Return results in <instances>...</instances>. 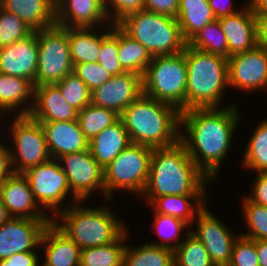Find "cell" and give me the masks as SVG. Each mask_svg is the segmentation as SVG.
Segmentation results:
<instances>
[{"label":"cell","mask_w":267,"mask_h":266,"mask_svg":"<svg viewBox=\"0 0 267 266\" xmlns=\"http://www.w3.org/2000/svg\"><path fill=\"white\" fill-rule=\"evenodd\" d=\"M237 106L192 108L181 112L180 142L197 167L212 180L229 151L239 117ZM202 159V160H201Z\"/></svg>","instance_id":"obj_1"},{"label":"cell","mask_w":267,"mask_h":266,"mask_svg":"<svg viewBox=\"0 0 267 266\" xmlns=\"http://www.w3.org/2000/svg\"><path fill=\"white\" fill-rule=\"evenodd\" d=\"M208 181L211 180L197 167L179 141L170 147L153 149L142 196L144 194L151 203L159 196L205 195L204 187Z\"/></svg>","instance_id":"obj_2"},{"label":"cell","mask_w":267,"mask_h":266,"mask_svg":"<svg viewBox=\"0 0 267 266\" xmlns=\"http://www.w3.org/2000/svg\"><path fill=\"white\" fill-rule=\"evenodd\" d=\"M181 112L174 106L142 94L121 114L131 143L165 148L180 141Z\"/></svg>","instance_id":"obj_3"},{"label":"cell","mask_w":267,"mask_h":266,"mask_svg":"<svg viewBox=\"0 0 267 266\" xmlns=\"http://www.w3.org/2000/svg\"><path fill=\"white\" fill-rule=\"evenodd\" d=\"M185 61L187 67L186 110L218 108L224 94V87H229L227 58L190 47L187 44Z\"/></svg>","instance_id":"obj_4"},{"label":"cell","mask_w":267,"mask_h":266,"mask_svg":"<svg viewBox=\"0 0 267 266\" xmlns=\"http://www.w3.org/2000/svg\"><path fill=\"white\" fill-rule=\"evenodd\" d=\"M78 201L74 207L62 210L58 228L81 250L114 242L126 229L124 223L107 207L85 208ZM81 206V207H80Z\"/></svg>","instance_id":"obj_5"},{"label":"cell","mask_w":267,"mask_h":266,"mask_svg":"<svg viewBox=\"0 0 267 266\" xmlns=\"http://www.w3.org/2000/svg\"><path fill=\"white\" fill-rule=\"evenodd\" d=\"M152 56L183 52L187 46L176 18L142 9L117 24Z\"/></svg>","instance_id":"obj_6"},{"label":"cell","mask_w":267,"mask_h":266,"mask_svg":"<svg viewBox=\"0 0 267 266\" xmlns=\"http://www.w3.org/2000/svg\"><path fill=\"white\" fill-rule=\"evenodd\" d=\"M143 94L186 111L187 67L185 50L153 56L143 75Z\"/></svg>","instance_id":"obj_7"},{"label":"cell","mask_w":267,"mask_h":266,"mask_svg":"<svg viewBox=\"0 0 267 266\" xmlns=\"http://www.w3.org/2000/svg\"><path fill=\"white\" fill-rule=\"evenodd\" d=\"M152 151L151 147L131 143L104 168L107 200H111L114 189L142 195L149 176Z\"/></svg>","instance_id":"obj_8"},{"label":"cell","mask_w":267,"mask_h":266,"mask_svg":"<svg viewBox=\"0 0 267 266\" xmlns=\"http://www.w3.org/2000/svg\"><path fill=\"white\" fill-rule=\"evenodd\" d=\"M38 67L34 87L54 84L73 72L68 27L54 24L37 30Z\"/></svg>","instance_id":"obj_9"},{"label":"cell","mask_w":267,"mask_h":266,"mask_svg":"<svg viewBox=\"0 0 267 266\" xmlns=\"http://www.w3.org/2000/svg\"><path fill=\"white\" fill-rule=\"evenodd\" d=\"M14 120L10 132L17 154L10 150L11 166L16 167L12 169L14 173H24L34 166L47 162L51 156L40 122L29 115H18Z\"/></svg>","instance_id":"obj_10"},{"label":"cell","mask_w":267,"mask_h":266,"mask_svg":"<svg viewBox=\"0 0 267 266\" xmlns=\"http://www.w3.org/2000/svg\"><path fill=\"white\" fill-rule=\"evenodd\" d=\"M58 159L51 158L47 162L34 166L23 174L27 178L37 203L44 209L53 210L57 216L63 209L60 203L71 191L68 178Z\"/></svg>","instance_id":"obj_11"},{"label":"cell","mask_w":267,"mask_h":266,"mask_svg":"<svg viewBox=\"0 0 267 266\" xmlns=\"http://www.w3.org/2000/svg\"><path fill=\"white\" fill-rule=\"evenodd\" d=\"M62 169L68 178L73 202L84 201L98 188L105 193L104 169L93 158L90 150L61 156ZM94 190V191H93Z\"/></svg>","instance_id":"obj_12"},{"label":"cell","mask_w":267,"mask_h":266,"mask_svg":"<svg viewBox=\"0 0 267 266\" xmlns=\"http://www.w3.org/2000/svg\"><path fill=\"white\" fill-rule=\"evenodd\" d=\"M205 207L195 215L197 229L195 232L191 230L190 233L202 242L215 266H228L234 243L240 235L236 237Z\"/></svg>","instance_id":"obj_13"},{"label":"cell","mask_w":267,"mask_h":266,"mask_svg":"<svg viewBox=\"0 0 267 266\" xmlns=\"http://www.w3.org/2000/svg\"><path fill=\"white\" fill-rule=\"evenodd\" d=\"M53 219L10 217L0 226V261L40 245L45 228Z\"/></svg>","instance_id":"obj_14"},{"label":"cell","mask_w":267,"mask_h":266,"mask_svg":"<svg viewBox=\"0 0 267 266\" xmlns=\"http://www.w3.org/2000/svg\"><path fill=\"white\" fill-rule=\"evenodd\" d=\"M228 84L241 91L267 87V49H254L227 58Z\"/></svg>","instance_id":"obj_15"},{"label":"cell","mask_w":267,"mask_h":266,"mask_svg":"<svg viewBox=\"0 0 267 266\" xmlns=\"http://www.w3.org/2000/svg\"><path fill=\"white\" fill-rule=\"evenodd\" d=\"M143 94V78L134 72L114 75L102 86L91 91V104L121 114Z\"/></svg>","instance_id":"obj_16"},{"label":"cell","mask_w":267,"mask_h":266,"mask_svg":"<svg viewBox=\"0 0 267 266\" xmlns=\"http://www.w3.org/2000/svg\"><path fill=\"white\" fill-rule=\"evenodd\" d=\"M37 31L0 48V73L26 78L35 83L38 67Z\"/></svg>","instance_id":"obj_17"},{"label":"cell","mask_w":267,"mask_h":266,"mask_svg":"<svg viewBox=\"0 0 267 266\" xmlns=\"http://www.w3.org/2000/svg\"><path fill=\"white\" fill-rule=\"evenodd\" d=\"M32 102L18 114L29 115L38 122L77 120L78 111L67 103L55 84L35 86Z\"/></svg>","instance_id":"obj_18"},{"label":"cell","mask_w":267,"mask_h":266,"mask_svg":"<svg viewBox=\"0 0 267 266\" xmlns=\"http://www.w3.org/2000/svg\"><path fill=\"white\" fill-rule=\"evenodd\" d=\"M0 198L11 217L29 219H53L39 208L29 182L23 173H12L0 184ZM36 210V211H35Z\"/></svg>","instance_id":"obj_19"},{"label":"cell","mask_w":267,"mask_h":266,"mask_svg":"<svg viewBox=\"0 0 267 266\" xmlns=\"http://www.w3.org/2000/svg\"><path fill=\"white\" fill-rule=\"evenodd\" d=\"M228 44V57L257 46L256 18L249 4L241 11L218 19Z\"/></svg>","instance_id":"obj_20"},{"label":"cell","mask_w":267,"mask_h":266,"mask_svg":"<svg viewBox=\"0 0 267 266\" xmlns=\"http://www.w3.org/2000/svg\"><path fill=\"white\" fill-rule=\"evenodd\" d=\"M51 158L89 149V141L81 131L78 120L40 122Z\"/></svg>","instance_id":"obj_21"},{"label":"cell","mask_w":267,"mask_h":266,"mask_svg":"<svg viewBox=\"0 0 267 266\" xmlns=\"http://www.w3.org/2000/svg\"><path fill=\"white\" fill-rule=\"evenodd\" d=\"M56 24L63 27H92L108 20L103 0H55ZM95 25V26H94Z\"/></svg>","instance_id":"obj_22"},{"label":"cell","mask_w":267,"mask_h":266,"mask_svg":"<svg viewBox=\"0 0 267 266\" xmlns=\"http://www.w3.org/2000/svg\"><path fill=\"white\" fill-rule=\"evenodd\" d=\"M56 220L53 218L41 237L40 245L46 246L42 266H80L81 249L57 227Z\"/></svg>","instance_id":"obj_23"},{"label":"cell","mask_w":267,"mask_h":266,"mask_svg":"<svg viewBox=\"0 0 267 266\" xmlns=\"http://www.w3.org/2000/svg\"><path fill=\"white\" fill-rule=\"evenodd\" d=\"M1 7L18 16L33 31L56 24L55 0H2Z\"/></svg>","instance_id":"obj_24"},{"label":"cell","mask_w":267,"mask_h":266,"mask_svg":"<svg viewBox=\"0 0 267 266\" xmlns=\"http://www.w3.org/2000/svg\"><path fill=\"white\" fill-rule=\"evenodd\" d=\"M129 144L131 141L128 132L119 118L89 142V150L93 158L104 169Z\"/></svg>","instance_id":"obj_25"},{"label":"cell","mask_w":267,"mask_h":266,"mask_svg":"<svg viewBox=\"0 0 267 266\" xmlns=\"http://www.w3.org/2000/svg\"><path fill=\"white\" fill-rule=\"evenodd\" d=\"M92 27H68L70 57L73 66L77 63L97 62L102 41L111 33H93Z\"/></svg>","instance_id":"obj_26"},{"label":"cell","mask_w":267,"mask_h":266,"mask_svg":"<svg viewBox=\"0 0 267 266\" xmlns=\"http://www.w3.org/2000/svg\"><path fill=\"white\" fill-rule=\"evenodd\" d=\"M176 19L188 43L206 25L216 20L208 0H180Z\"/></svg>","instance_id":"obj_27"},{"label":"cell","mask_w":267,"mask_h":266,"mask_svg":"<svg viewBox=\"0 0 267 266\" xmlns=\"http://www.w3.org/2000/svg\"><path fill=\"white\" fill-rule=\"evenodd\" d=\"M206 195H166L156 197L149 205L154 206L155 213L170 215L193 226L194 215L204 206ZM195 200L197 209L195 210L190 201ZM196 211V212H195ZM190 223V224H189Z\"/></svg>","instance_id":"obj_28"},{"label":"cell","mask_w":267,"mask_h":266,"mask_svg":"<svg viewBox=\"0 0 267 266\" xmlns=\"http://www.w3.org/2000/svg\"><path fill=\"white\" fill-rule=\"evenodd\" d=\"M152 58L151 53L140 42L118 26V60L126 72H134L143 77Z\"/></svg>","instance_id":"obj_29"},{"label":"cell","mask_w":267,"mask_h":266,"mask_svg":"<svg viewBox=\"0 0 267 266\" xmlns=\"http://www.w3.org/2000/svg\"><path fill=\"white\" fill-rule=\"evenodd\" d=\"M31 97L34 99V84L30 80L0 73L1 111H12Z\"/></svg>","instance_id":"obj_30"},{"label":"cell","mask_w":267,"mask_h":266,"mask_svg":"<svg viewBox=\"0 0 267 266\" xmlns=\"http://www.w3.org/2000/svg\"><path fill=\"white\" fill-rule=\"evenodd\" d=\"M125 230L114 242L81 250L80 266H123Z\"/></svg>","instance_id":"obj_31"},{"label":"cell","mask_w":267,"mask_h":266,"mask_svg":"<svg viewBox=\"0 0 267 266\" xmlns=\"http://www.w3.org/2000/svg\"><path fill=\"white\" fill-rule=\"evenodd\" d=\"M125 247L123 266H174V251L153 244L132 249Z\"/></svg>","instance_id":"obj_32"},{"label":"cell","mask_w":267,"mask_h":266,"mask_svg":"<svg viewBox=\"0 0 267 266\" xmlns=\"http://www.w3.org/2000/svg\"><path fill=\"white\" fill-rule=\"evenodd\" d=\"M119 118L120 115L115 111L97 107L93 104L85 106L78 112L77 116L81 131L89 142Z\"/></svg>","instance_id":"obj_33"},{"label":"cell","mask_w":267,"mask_h":266,"mask_svg":"<svg viewBox=\"0 0 267 266\" xmlns=\"http://www.w3.org/2000/svg\"><path fill=\"white\" fill-rule=\"evenodd\" d=\"M186 239L174 249V266H215L207 249L189 231L184 233Z\"/></svg>","instance_id":"obj_34"},{"label":"cell","mask_w":267,"mask_h":266,"mask_svg":"<svg viewBox=\"0 0 267 266\" xmlns=\"http://www.w3.org/2000/svg\"><path fill=\"white\" fill-rule=\"evenodd\" d=\"M190 47L228 58V44L218 19L206 24L189 42Z\"/></svg>","instance_id":"obj_35"},{"label":"cell","mask_w":267,"mask_h":266,"mask_svg":"<svg viewBox=\"0 0 267 266\" xmlns=\"http://www.w3.org/2000/svg\"><path fill=\"white\" fill-rule=\"evenodd\" d=\"M258 125L248 141L242 164L247 169L267 172V119Z\"/></svg>","instance_id":"obj_36"},{"label":"cell","mask_w":267,"mask_h":266,"mask_svg":"<svg viewBox=\"0 0 267 266\" xmlns=\"http://www.w3.org/2000/svg\"><path fill=\"white\" fill-rule=\"evenodd\" d=\"M54 84L60 89L67 103L78 112L91 104V91L73 72Z\"/></svg>","instance_id":"obj_37"},{"label":"cell","mask_w":267,"mask_h":266,"mask_svg":"<svg viewBox=\"0 0 267 266\" xmlns=\"http://www.w3.org/2000/svg\"><path fill=\"white\" fill-rule=\"evenodd\" d=\"M243 200L242 210L249 233L241 236L252 240H267V207L251 202L246 196Z\"/></svg>","instance_id":"obj_38"},{"label":"cell","mask_w":267,"mask_h":266,"mask_svg":"<svg viewBox=\"0 0 267 266\" xmlns=\"http://www.w3.org/2000/svg\"><path fill=\"white\" fill-rule=\"evenodd\" d=\"M33 30L18 16L0 6V48L31 34Z\"/></svg>","instance_id":"obj_39"},{"label":"cell","mask_w":267,"mask_h":266,"mask_svg":"<svg viewBox=\"0 0 267 266\" xmlns=\"http://www.w3.org/2000/svg\"><path fill=\"white\" fill-rule=\"evenodd\" d=\"M155 216L154 223L157 229V234L163 239L162 241H165L163 243L155 241V243L152 242L150 244L166 247L172 250L176 249L181 244L178 235L181 233L180 231L188 228V224L183 220L170 215L155 213ZM172 240H175L174 244L176 242V245L168 244V242H171Z\"/></svg>","instance_id":"obj_40"},{"label":"cell","mask_w":267,"mask_h":266,"mask_svg":"<svg viewBox=\"0 0 267 266\" xmlns=\"http://www.w3.org/2000/svg\"><path fill=\"white\" fill-rule=\"evenodd\" d=\"M111 76L125 73L118 60V25L112 24L111 33L102 41L97 61Z\"/></svg>","instance_id":"obj_41"},{"label":"cell","mask_w":267,"mask_h":266,"mask_svg":"<svg viewBox=\"0 0 267 266\" xmlns=\"http://www.w3.org/2000/svg\"><path fill=\"white\" fill-rule=\"evenodd\" d=\"M73 73L90 91L102 86L112 77L98 62L77 63L73 66Z\"/></svg>","instance_id":"obj_42"},{"label":"cell","mask_w":267,"mask_h":266,"mask_svg":"<svg viewBox=\"0 0 267 266\" xmlns=\"http://www.w3.org/2000/svg\"><path fill=\"white\" fill-rule=\"evenodd\" d=\"M228 266H259L256 240L240 235L234 243Z\"/></svg>","instance_id":"obj_43"},{"label":"cell","mask_w":267,"mask_h":266,"mask_svg":"<svg viewBox=\"0 0 267 266\" xmlns=\"http://www.w3.org/2000/svg\"><path fill=\"white\" fill-rule=\"evenodd\" d=\"M103 3L108 19L110 20L114 16L113 24H118L128 15L144 9V0H103ZM109 4H111L110 8L112 7L114 10L112 11L114 15H108L110 14Z\"/></svg>","instance_id":"obj_44"},{"label":"cell","mask_w":267,"mask_h":266,"mask_svg":"<svg viewBox=\"0 0 267 266\" xmlns=\"http://www.w3.org/2000/svg\"><path fill=\"white\" fill-rule=\"evenodd\" d=\"M180 0H144V9L176 18Z\"/></svg>","instance_id":"obj_45"},{"label":"cell","mask_w":267,"mask_h":266,"mask_svg":"<svg viewBox=\"0 0 267 266\" xmlns=\"http://www.w3.org/2000/svg\"><path fill=\"white\" fill-rule=\"evenodd\" d=\"M251 202L267 207V172H259L253 185V194L247 196Z\"/></svg>","instance_id":"obj_46"},{"label":"cell","mask_w":267,"mask_h":266,"mask_svg":"<svg viewBox=\"0 0 267 266\" xmlns=\"http://www.w3.org/2000/svg\"><path fill=\"white\" fill-rule=\"evenodd\" d=\"M38 255L34 251L15 253L0 261V266H39Z\"/></svg>","instance_id":"obj_47"},{"label":"cell","mask_w":267,"mask_h":266,"mask_svg":"<svg viewBox=\"0 0 267 266\" xmlns=\"http://www.w3.org/2000/svg\"><path fill=\"white\" fill-rule=\"evenodd\" d=\"M10 149L0 142V184H2L12 173Z\"/></svg>","instance_id":"obj_48"},{"label":"cell","mask_w":267,"mask_h":266,"mask_svg":"<svg viewBox=\"0 0 267 266\" xmlns=\"http://www.w3.org/2000/svg\"><path fill=\"white\" fill-rule=\"evenodd\" d=\"M227 1H228V4L227 3L223 4L224 2H227ZM231 1L232 0H226V1L224 0V2L223 0H208L209 6L212 8V11L216 19H220L222 17H226L228 15H231L233 13L240 11V10H234L231 8L233 6L231 5L232 4Z\"/></svg>","instance_id":"obj_49"},{"label":"cell","mask_w":267,"mask_h":266,"mask_svg":"<svg viewBox=\"0 0 267 266\" xmlns=\"http://www.w3.org/2000/svg\"><path fill=\"white\" fill-rule=\"evenodd\" d=\"M257 45L267 49V14H255Z\"/></svg>","instance_id":"obj_50"},{"label":"cell","mask_w":267,"mask_h":266,"mask_svg":"<svg viewBox=\"0 0 267 266\" xmlns=\"http://www.w3.org/2000/svg\"><path fill=\"white\" fill-rule=\"evenodd\" d=\"M259 266H267V240H256Z\"/></svg>","instance_id":"obj_51"},{"label":"cell","mask_w":267,"mask_h":266,"mask_svg":"<svg viewBox=\"0 0 267 266\" xmlns=\"http://www.w3.org/2000/svg\"><path fill=\"white\" fill-rule=\"evenodd\" d=\"M249 6L254 14H267V0H251Z\"/></svg>","instance_id":"obj_52"},{"label":"cell","mask_w":267,"mask_h":266,"mask_svg":"<svg viewBox=\"0 0 267 266\" xmlns=\"http://www.w3.org/2000/svg\"><path fill=\"white\" fill-rule=\"evenodd\" d=\"M11 216L9 215L7 208L0 198V226L6 222Z\"/></svg>","instance_id":"obj_53"}]
</instances>
